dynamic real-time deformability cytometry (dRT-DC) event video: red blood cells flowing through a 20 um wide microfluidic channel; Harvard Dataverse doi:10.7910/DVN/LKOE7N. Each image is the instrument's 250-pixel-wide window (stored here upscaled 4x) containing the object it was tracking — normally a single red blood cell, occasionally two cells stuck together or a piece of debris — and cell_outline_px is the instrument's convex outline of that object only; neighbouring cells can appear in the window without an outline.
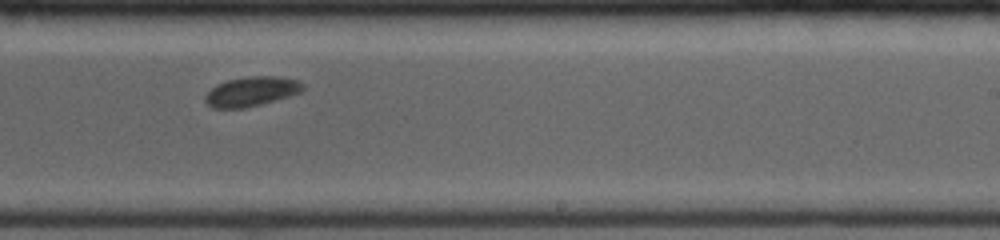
{"species": "common noctule bat (a hibernating species)", "species_latin": "Nyctalus noctula", "temperature_condition": "room temperature", "stored_images_in_passage": 17, "camera_frame_rate_fps": 4000, "um_per_image_px": 0.085, "animal": {"sex": "female", "body_mass_g": 19.0, "forearm_length_mm": 53.3}, "frame": {"image": 1, "passage_image": 10, "time_ms": 6.25, "image_size_px": [1000, 240], "cell_outline_px": [[304, 88], [300, 92], [288, 96], [260, 104], [244, 108], [212, 108], [204, 100], [204, 96], [216, 84], [228, 80], [248, 76], [276, 76], [296, 80], [304, 84]], "centroid_in_image_um": [21.34, 7.77], "position_along_channel_um": 267.7, "area_um2": 16.65}}
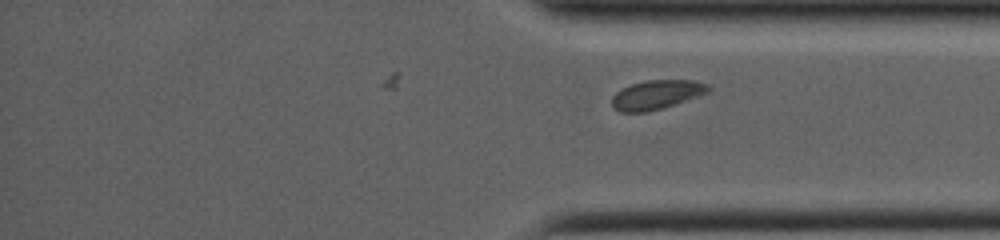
{"frame": {"image": 2, "passage_image": 17, "time_ms": 9.0, "image_size_px": [1000, 240], "cell_outline_px": [[712, 88], [708, 92], [664, 108], [648, 112], [620, 112], [612, 108], [612, 96], [616, 92], [632, 84], [648, 80], [696, 80], [708, 84]], "centroid_in_image_um": [55.81, 8.05], "position_along_channel_um": 379.4, "area_um2": 16.42}}